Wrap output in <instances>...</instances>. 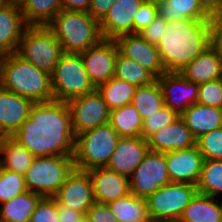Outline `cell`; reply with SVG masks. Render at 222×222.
<instances>
[{
  "label": "cell",
  "instance_id": "obj_52",
  "mask_svg": "<svg viewBox=\"0 0 222 222\" xmlns=\"http://www.w3.org/2000/svg\"><path fill=\"white\" fill-rule=\"evenodd\" d=\"M4 55L0 52V69H1V62L3 60Z\"/></svg>",
  "mask_w": 222,
  "mask_h": 222
},
{
  "label": "cell",
  "instance_id": "obj_25",
  "mask_svg": "<svg viewBox=\"0 0 222 222\" xmlns=\"http://www.w3.org/2000/svg\"><path fill=\"white\" fill-rule=\"evenodd\" d=\"M178 221L222 222V200L197 193L185 207Z\"/></svg>",
  "mask_w": 222,
  "mask_h": 222
},
{
  "label": "cell",
  "instance_id": "obj_37",
  "mask_svg": "<svg viewBox=\"0 0 222 222\" xmlns=\"http://www.w3.org/2000/svg\"><path fill=\"white\" fill-rule=\"evenodd\" d=\"M196 145L204 160H222V126L201 135Z\"/></svg>",
  "mask_w": 222,
  "mask_h": 222
},
{
  "label": "cell",
  "instance_id": "obj_21",
  "mask_svg": "<svg viewBox=\"0 0 222 222\" xmlns=\"http://www.w3.org/2000/svg\"><path fill=\"white\" fill-rule=\"evenodd\" d=\"M147 142L149 150L162 153L196 146V138L180 116L171 124L152 134Z\"/></svg>",
  "mask_w": 222,
  "mask_h": 222
},
{
  "label": "cell",
  "instance_id": "obj_5",
  "mask_svg": "<svg viewBox=\"0 0 222 222\" xmlns=\"http://www.w3.org/2000/svg\"><path fill=\"white\" fill-rule=\"evenodd\" d=\"M119 138L110 123L76 135L73 156L75 169L88 171L107 167Z\"/></svg>",
  "mask_w": 222,
  "mask_h": 222
},
{
  "label": "cell",
  "instance_id": "obj_35",
  "mask_svg": "<svg viewBox=\"0 0 222 222\" xmlns=\"http://www.w3.org/2000/svg\"><path fill=\"white\" fill-rule=\"evenodd\" d=\"M198 193L216 197L222 194V160H204L199 181Z\"/></svg>",
  "mask_w": 222,
  "mask_h": 222
},
{
  "label": "cell",
  "instance_id": "obj_33",
  "mask_svg": "<svg viewBox=\"0 0 222 222\" xmlns=\"http://www.w3.org/2000/svg\"><path fill=\"white\" fill-rule=\"evenodd\" d=\"M136 88L133 84L113 77L96 89L102 95L107 107L113 110L131 104Z\"/></svg>",
  "mask_w": 222,
  "mask_h": 222
},
{
  "label": "cell",
  "instance_id": "obj_1",
  "mask_svg": "<svg viewBox=\"0 0 222 222\" xmlns=\"http://www.w3.org/2000/svg\"><path fill=\"white\" fill-rule=\"evenodd\" d=\"M34 157L74 156L75 135L67 102L34 103L28 119L12 135Z\"/></svg>",
  "mask_w": 222,
  "mask_h": 222
},
{
  "label": "cell",
  "instance_id": "obj_50",
  "mask_svg": "<svg viewBox=\"0 0 222 222\" xmlns=\"http://www.w3.org/2000/svg\"><path fill=\"white\" fill-rule=\"evenodd\" d=\"M12 0H0V10L10 4Z\"/></svg>",
  "mask_w": 222,
  "mask_h": 222
},
{
  "label": "cell",
  "instance_id": "obj_23",
  "mask_svg": "<svg viewBox=\"0 0 222 222\" xmlns=\"http://www.w3.org/2000/svg\"><path fill=\"white\" fill-rule=\"evenodd\" d=\"M179 73L188 81L201 84L222 78V61L209 46Z\"/></svg>",
  "mask_w": 222,
  "mask_h": 222
},
{
  "label": "cell",
  "instance_id": "obj_18",
  "mask_svg": "<svg viewBox=\"0 0 222 222\" xmlns=\"http://www.w3.org/2000/svg\"><path fill=\"white\" fill-rule=\"evenodd\" d=\"M148 151V142L141 136L120 137L106 168L129 178Z\"/></svg>",
  "mask_w": 222,
  "mask_h": 222
},
{
  "label": "cell",
  "instance_id": "obj_31",
  "mask_svg": "<svg viewBox=\"0 0 222 222\" xmlns=\"http://www.w3.org/2000/svg\"><path fill=\"white\" fill-rule=\"evenodd\" d=\"M109 123L119 137L141 136L142 119L132 104L111 110Z\"/></svg>",
  "mask_w": 222,
  "mask_h": 222
},
{
  "label": "cell",
  "instance_id": "obj_53",
  "mask_svg": "<svg viewBox=\"0 0 222 222\" xmlns=\"http://www.w3.org/2000/svg\"><path fill=\"white\" fill-rule=\"evenodd\" d=\"M78 222H88L87 218L84 216L80 221Z\"/></svg>",
  "mask_w": 222,
  "mask_h": 222
},
{
  "label": "cell",
  "instance_id": "obj_19",
  "mask_svg": "<svg viewBox=\"0 0 222 222\" xmlns=\"http://www.w3.org/2000/svg\"><path fill=\"white\" fill-rule=\"evenodd\" d=\"M92 183L95 202L108 204L130 193L129 178L104 168L87 171Z\"/></svg>",
  "mask_w": 222,
  "mask_h": 222
},
{
  "label": "cell",
  "instance_id": "obj_12",
  "mask_svg": "<svg viewBox=\"0 0 222 222\" xmlns=\"http://www.w3.org/2000/svg\"><path fill=\"white\" fill-rule=\"evenodd\" d=\"M117 53L116 43L111 39H102L97 45L81 52L85 70L96 88L114 77Z\"/></svg>",
  "mask_w": 222,
  "mask_h": 222
},
{
  "label": "cell",
  "instance_id": "obj_8",
  "mask_svg": "<svg viewBox=\"0 0 222 222\" xmlns=\"http://www.w3.org/2000/svg\"><path fill=\"white\" fill-rule=\"evenodd\" d=\"M53 98L69 100L96 90L85 70L81 53H64L51 75Z\"/></svg>",
  "mask_w": 222,
  "mask_h": 222
},
{
  "label": "cell",
  "instance_id": "obj_38",
  "mask_svg": "<svg viewBox=\"0 0 222 222\" xmlns=\"http://www.w3.org/2000/svg\"><path fill=\"white\" fill-rule=\"evenodd\" d=\"M180 115L171 110L169 107L163 106L157 113L142 121L141 137L147 140L152 134L160 130L162 127L174 122Z\"/></svg>",
  "mask_w": 222,
  "mask_h": 222
},
{
  "label": "cell",
  "instance_id": "obj_28",
  "mask_svg": "<svg viewBox=\"0 0 222 222\" xmlns=\"http://www.w3.org/2000/svg\"><path fill=\"white\" fill-rule=\"evenodd\" d=\"M28 26L47 25L61 10L62 0H18Z\"/></svg>",
  "mask_w": 222,
  "mask_h": 222
},
{
  "label": "cell",
  "instance_id": "obj_2",
  "mask_svg": "<svg viewBox=\"0 0 222 222\" xmlns=\"http://www.w3.org/2000/svg\"><path fill=\"white\" fill-rule=\"evenodd\" d=\"M210 45V19L166 21L157 44L165 72H179Z\"/></svg>",
  "mask_w": 222,
  "mask_h": 222
},
{
  "label": "cell",
  "instance_id": "obj_22",
  "mask_svg": "<svg viewBox=\"0 0 222 222\" xmlns=\"http://www.w3.org/2000/svg\"><path fill=\"white\" fill-rule=\"evenodd\" d=\"M27 26L18 1L0 10V52L3 55L16 53Z\"/></svg>",
  "mask_w": 222,
  "mask_h": 222
},
{
  "label": "cell",
  "instance_id": "obj_29",
  "mask_svg": "<svg viewBox=\"0 0 222 222\" xmlns=\"http://www.w3.org/2000/svg\"><path fill=\"white\" fill-rule=\"evenodd\" d=\"M108 206L119 222H145L150 218L146 199L132 193L108 203Z\"/></svg>",
  "mask_w": 222,
  "mask_h": 222
},
{
  "label": "cell",
  "instance_id": "obj_13",
  "mask_svg": "<svg viewBox=\"0 0 222 222\" xmlns=\"http://www.w3.org/2000/svg\"><path fill=\"white\" fill-rule=\"evenodd\" d=\"M114 41L121 55L139 63L156 79L165 73L157 45L147 42L139 33L121 35Z\"/></svg>",
  "mask_w": 222,
  "mask_h": 222
},
{
  "label": "cell",
  "instance_id": "obj_9",
  "mask_svg": "<svg viewBox=\"0 0 222 222\" xmlns=\"http://www.w3.org/2000/svg\"><path fill=\"white\" fill-rule=\"evenodd\" d=\"M197 193L196 185L170 182L146 198L149 217L162 222L178 221Z\"/></svg>",
  "mask_w": 222,
  "mask_h": 222
},
{
  "label": "cell",
  "instance_id": "obj_43",
  "mask_svg": "<svg viewBox=\"0 0 222 222\" xmlns=\"http://www.w3.org/2000/svg\"><path fill=\"white\" fill-rule=\"evenodd\" d=\"M88 222H119L111 212L108 204L95 202L85 215Z\"/></svg>",
  "mask_w": 222,
  "mask_h": 222
},
{
  "label": "cell",
  "instance_id": "obj_32",
  "mask_svg": "<svg viewBox=\"0 0 222 222\" xmlns=\"http://www.w3.org/2000/svg\"><path fill=\"white\" fill-rule=\"evenodd\" d=\"M158 14L165 21L181 19H211L198 0H167L158 6Z\"/></svg>",
  "mask_w": 222,
  "mask_h": 222
},
{
  "label": "cell",
  "instance_id": "obj_15",
  "mask_svg": "<svg viewBox=\"0 0 222 222\" xmlns=\"http://www.w3.org/2000/svg\"><path fill=\"white\" fill-rule=\"evenodd\" d=\"M156 80L163 93L164 106L179 115L197 103L199 84L186 80L179 72H165Z\"/></svg>",
  "mask_w": 222,
  "mask_h": 222
},
{
  "label": "cell",
  "instance_id": "obj_34",
  "mask_svg": "<svg viewBox=\"0 0 222 222\" xmlns=\"http://www.w3.org/2000/svg\"><path fill=\"white\" fill-rule=\"evenodd\" d=\"M114 77L133 84L136 87L153 83L156 78L134 60L117 53Z\"/></svg>",
  "mask_w": 222,
  "mask_h": 222
},
{
  "label": "cell",
  "instance_id": "obj_46",
  "mask_svg": "<svg viewBox=\"0 0 222 222\" xmlns=\"http://www.w3.org/2000/svg\"><path fill=\"white\" fill-rule=\"evenodd\" d=\"M59 222H78L85 215L81 212L75 211L67 206H61L57 203Z\"/></svg>",
  "mask_w": 222,
  "mask_h": 222
},
{
  "label": "cell",
  "instance_id": "obj_11",
  "mask_svg": "<svg viewBox=\"0 0 222 222\" xmlns=\"http://www.w3.org/2000/svg\"><path fill=\"white\" fill-rule=\"evenodd\" d=\"M74 135L109 123L111 110L98 90L69 100Z\"/></svg>",
  "mask_w": 222,
  "mask_h": 222
},
{
  "label": "cell",
  "instance_id": "obj_51",
  "mask_svg": "<svg viewBox=\"0 0 222 222\" xmlns=\"http://www.w3.org/2000/svg\"><path fill=\"white\" fill-rule=\"evenodd\" d=\"M145 222H162V221H159V220H156V219L149 218V219L146 220Z\"/></svg>",
  "mask_w": 222,
  "mask_h": 222
},
{
  "label": "cell",
  "instance_id": "obj_24",
  "mask_svg": "<svg viewBox=\"0 0 222 222\" xmlns=\"http://www.w3.org/2000/svg\"><path fill=\"white\" fill-rule=\"evenodd\" d=\"M180 117L196 139L222 126V108L195 103Z\"/></svg>",
  "mask_w": 222,
  "mask_h": 222
},
{
  "label": "cell",
  "instance_id": "obj_45",
  "mask_svg": "<svg viewBox=\"0 0 222 222\" xmlns=\"http://www.w3.org/2000/svg\"><path fill=\"white\" fill-rule=\"evenodd\" d=\"M117 0H91L88 14L100 21Z\"/></svg>",
  "mask_w": 222,
  "mask_h": 222
},
{
  "label": "cell",
  "instance_id": "obj_49",
  "mask_svg": "<svg viewBox=\"0 0 222 222\" xmlns=\"http://www.w3.org/2000/svg\"><path fill=\"white\" fill-rule=\"evenodd\" d=\"M145 3L153 4L156 6H159L160 4H163L167 0H143Z\"/></svg>",
  "mask_w": 222,
  "mask_h": 222
},
{
  "label": "cell",
  "instance_id": "obj_36",
  "mask_svg": "<svg viewBox=\"0 0 222 222\" xmlns=\"http://www.w3.org/2000/svg\"><path fill=\"white\" fill-rule=\"evenodd\" d=\"M26 191L24 175L0 167V204Z\"/></svg>",
  "mask_w": 222,
  "mask_h": 222
},
{
  "label": "cell",
  "instance_id": "obj_26",
  "mask_svg": "<svg viewBox=\"0 0 222 222\" xmlns=\"http://www.w3.org/2000/svg\"><path fill=\"white\" fill-rule=\"evenodd\" d=\"M29 150L12 136L0 137V167L24 175L34 160Z\"/></svg>",
  "mask_w": 222,
  "mask_h": 222
},
{
  "label": "cell",
  "instance_id": "obj_4",
  "mask_svg": "<svg viewBox=\"0 0 222 222\" xmlns=\"http://www.w3.org/2000/svg\"><path fill=\"white\" fill-rule=\"evenodd\" d=\"M47 27L62 45L64 53H81L102 39L99 21L87 12L61 10Z\"/></svg>",
  "mask_w": 222,
  "mask_h": 222
},
{
  "label": "cell",
  "instance_id": "obj_17",
  "mask_svg": "<svg viewBox=\"0 0 222 222\" xmlns=\"http://www.w3.org/2000/svg\"><path fill=\"white\" fill-rule=\"evenodd\" d=\"M143 0H117L99 21L103 39L133 34V19Z\"/></svg>",
  "mask_w": 222,
  "mask_h": 222
},
{
  "label": "cell",
  "instance_id": "obj_41",
  "mask_svg": "<svg viewBox=\"0 0 222 222\" xmlns=\"http://www.w3.org/2000/svg\"><path fill=\"white\" fill-rule=\"evenodd\" d=\"M158 15V6L143 2L134 15L133 33H139Z\"/></svg>",
  "mask_w": 222,
  "mask_h": 222
},
{
  "label": "cell",
  "instance_id": "obj_20",
  "mask_svg": "<svg viewBox=\"0 0 222 222\" xmlns=\"http://www.w3.org/2000/svg\"><path fill=\"white\" fill-rule=\"evenodd\" d=\"M33 104L0 86V137L12 136L28 119Z\"/></svg>",
  "mask_w": 222,
  "mask_h": 222
},
{
  "label": "cell",
  "instance_id": "obj_6",
  "mask_svg": "<svg viewBox=\"0 0 222 222\" xmlns=\"http://www.w3.org/2000/svg\"><path fill=\"white\" fill-rule=\"evenodd\" d=\"M16 54L51 76L64 51L47 25H41L27 26Z\"/></svg>",
  "mask_w": 222,
  "mask_h": 222
},
{
  "label": "cell",
  "instance_id": "obj_40",
  "mask_svg": "<svg viewBox=\"0 0 222 222\" xmlns=\"http://www.w3.org/2000/svg\"><path fill=\"white\" fill-rule=\"evenodd\" d=\"M30 222H59L56 200L42 197L35 206Z\"/></svg>",
  "mask_w": 222,
  "mask_h": 222
},
{
  "label": "cell",
  "instance_id": "obj_10",
  "mask_svg": "<svg viewBox=\"0 0 222 222\" xmlns=\"http://www.w3.org/2000/svg\"><path fill=\"white\" fill-rule=\"evenodd\" d=\"M170 182L165 154L149 150L129 177L130 193L146 199Z\"/></svg>",
  "mask_w": 222,
  "mask_h": 222
},
{
  "label": "cell",
  "instance_id": "obj_42",
  "mask_svg": "<svg viewBox=\"0 0 222 222\" xmlns=\"http://www.w3.org/2000/svg\"><path fill=\"white\" fill-rule=\"evenodd\" d=\"M165 26L166 21L158 15L147 27L141 30L139 34L147 42L157 45L162 40Z\"/></svg>",
  "mask_w": 222,
  "mask_h": 222
},
{
  "label": "cell",
  "instance_id": "obj_7",
  "mask_svg": "<svg viewBox=\"0 0 222 222\" xmlns=\"http://www.w3.org/2000/svg\"><path fill=\"white\" fill-rule=\"evenodd\" d=\"M75 169L73 156L35 157L24 174L28 191L53 197Z\"/></svg>",
  "mask_w": 222,
  "mask_h": 222
},
{
  "label": "cell",
  "instance_id": "obj_16",
  "mask_svg": "<svg viewBox=\"0 0 222 222\" xmlns=\"http://www.w3.org/2000/svg\"><path fill=\"white\" fill-rule=\"evenodd\" d=\"M164 154L171 182L197 185L204 162L203 155L197 145L179 151L165 152Z\"/></svg>",
  "mask_w": 222,
  "mask_h": 222
},
{
  "label": "cell",
  "instance_id": "obj_39",
  "mask_svg": "<svg viewBox=\"0 0 222 222\" xmlns=\"http://www.w3.org/2000/svg\"><path fill=\"white\" fill-rule=\"evenodd\" d=\"M197 103L222 108V78L199 84Z\"/></svg>",
  "mask_w": 222,
  "mask_h": 222
},
{
  "label": "cell",
  "instance_id": "obj_14",
  "mask_svg": "<svg viewBox=\"0 0 222 222\" xmlns=\"http://www.w3.org/2000/svg\"><path fill=\"white\" fill-rule=\"evenodd\" d=\"M53 198L59 205L86 215L87 210L95 203L89 173L74 169Z\"/></svg>",
  "mask_w": 222,
  "mask_h": 222
},
{
  "label": "cell",
  "instance_id": "obj_3",
  "mask_svg": "<svg viewBox=\"0 0 222 222\" xmlns=\"http://www.w3.org/2000/svg\"><path fill=\"white\" fill-rule=\"evenodd\" d=\"M0 86L33 103L54 100L51 76L16 53L4 55L0 69Z\"/></svg>",
  "mask_w": 222,
  "mask_h": 222
},
{
  "label": "cell",
  "instance_id": "obj_27",
  "mask_svg": "<svg viewBox=\"0 0 222 222\" xmlns=\"http://www.w3.org/2000/svg\"><path fill=\"white\" fill-rule=\"evenodd\" d=\"M42 198L40 194L25 193L4 202L0 206V222H30L35 206Z\"/></svg>",
  "mask_w": 222,
  "mask_h": 222
},
{
  "label": "cell",
  "instance_id": "obj_30",
  "mask_svg": "<svg viewBox=\"0 0 222 222\" xmlns=\"http://www.w3.org/2000/svg\"><path fill=\"white\" fill-rule=\"evenodd\" d=\"M131 104L137 109L142 121L157 113L164 106V98L157 80L137 87Z\"/></svg>",
  "mask_w": 222,
  "mask_h": 222
},
{
  "label": "cell",
  "instance_id": "obj_47",
  "mask_svg": "<svg viewBox=\"0 0 222 222\" xmlns=\"http://www.w3.org/2000/svg\"><path fill=\"white\" fill-rule=\"evenodd\" d=\"M201 8L210 16H222V0H198Z\"/></svg>",
  "mask_w": 222,
  "mask_h": 222
},
{
  "label": "cell",
  "instance_id": "obj_44",
  "mask_svg": "<svg viewBox=\"0 0 222 222\" xmlns=\"http://www.w3.org/2000/svg\"><path fill=\"white\" fill-rule=\"evenodd\" d=\"M210 45L222 61V16L210 19Z\"/></svg>",
  "mask_w": 222,
  "mask_h": 222
},
{
  "label": "cell",
  "instance_id": "obj_48",
  "mask_svg": "<svg viewBox=\"0 0 222 222\" xmlns=\"http://www.w3.org/2000/svg\"><path fill=\"white\" fill-rule=\"evenodd\" d=\"M91 0H62V10L88 12Z\"/></svg>",
  "mask_w": 222,
  "mask_h": 222
}]
</instances>
